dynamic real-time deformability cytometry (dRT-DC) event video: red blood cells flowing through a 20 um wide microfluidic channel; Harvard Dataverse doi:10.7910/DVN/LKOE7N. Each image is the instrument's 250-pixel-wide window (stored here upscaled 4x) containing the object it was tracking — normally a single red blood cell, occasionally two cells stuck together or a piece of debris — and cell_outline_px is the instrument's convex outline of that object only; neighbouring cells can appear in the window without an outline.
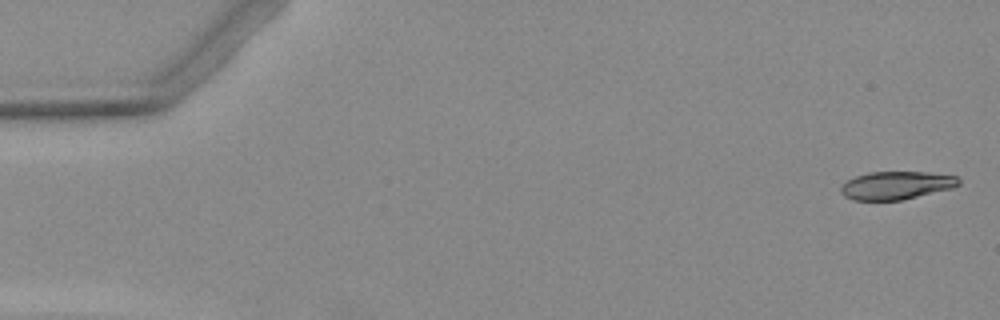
{"species": "Egyptian fruit bat (a non-hibernating species)", "species_latin": "Rousettus aegyptiacus", "temperature_condition": "warm", "stored_images_in_passage": 6, "segment_of_instrument_passage": [2, 2], "camera_frame_rate_fps": 3000, "um_per_image_px": 0.085, "animal": {"sex": "female"}, "frame": {"image": 1, "passage_image": 6, "time_ms": 6.333, "image_size_px": [1000, 320], "cell_outline_px": [[960, 184], [952, 188], [900, 200], [852, 200], [844, 196], [840, 192], [840, 184], [856, 176], [868, 172], [928, 172], [956, 176], [960, 180]], "centroid_in_image_um": [76.15, 15.75], "position_along_channel_um": 8.9, "area_um2": 19.25}}